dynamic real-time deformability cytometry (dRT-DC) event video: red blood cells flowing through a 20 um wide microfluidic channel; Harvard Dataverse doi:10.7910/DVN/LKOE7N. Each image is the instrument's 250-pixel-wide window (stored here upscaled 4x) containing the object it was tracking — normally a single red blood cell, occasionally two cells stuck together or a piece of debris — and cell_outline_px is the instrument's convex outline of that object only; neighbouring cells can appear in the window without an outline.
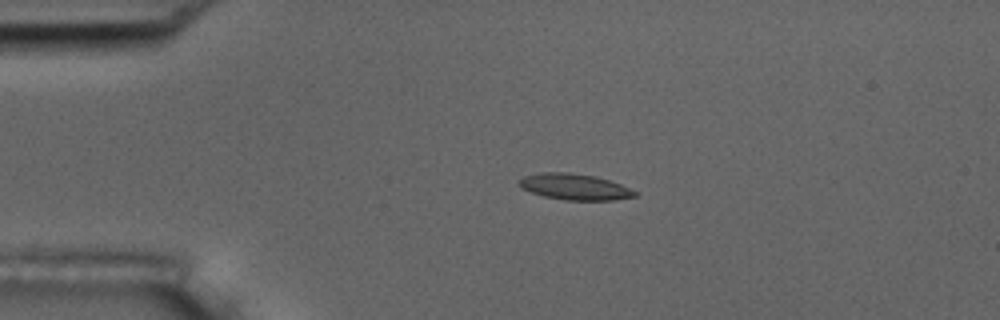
{"species": "common noctule bat (a hibernating species)", "species_latin": "Nyctalus noctula", "temperature_condition": "room temperature", "stored_images_in_passage": 4, "camera_frame_rate_fps": 3000, "um_per_image_px": 0.085, "animal": {"sex": "male", "body_mass_g": 17.5, "forearm_length_mm": 52.3}, "frame": {"image": 1, "passage_image": 3, "time_ms": 2.0, "image_size_px": [1000, 320], "cell_outline_px": [[636, 196], [612, 200], [564, 200], [544, 196], [520, 188], [520, 180], [524, 176], [540, 172], [568, 172], [596, 176], [620, 184], [636, 192]], "centroid_in_image_um": [48.82, 15.87], "position_along_channel_um": 36.2, "area_um2": 17.4}}